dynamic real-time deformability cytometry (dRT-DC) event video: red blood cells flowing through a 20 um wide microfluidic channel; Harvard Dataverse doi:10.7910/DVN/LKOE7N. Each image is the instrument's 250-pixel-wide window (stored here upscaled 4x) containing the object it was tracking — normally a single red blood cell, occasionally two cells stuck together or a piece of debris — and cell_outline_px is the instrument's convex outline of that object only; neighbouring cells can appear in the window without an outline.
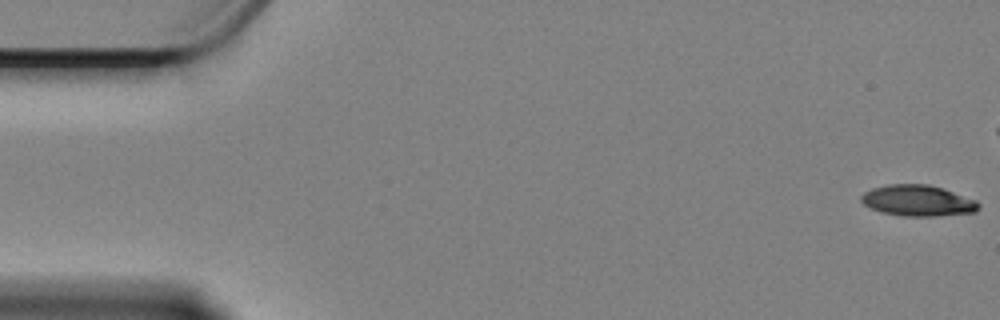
{"species": "Egyptian fruit bat (a non-hibernating species)", "species_latin": "Rousettus aegyptiacus", "temperature_condition": "cold", "stored_images_in_passage": 11, "camera_frame_rate_fps": 3000, "um_per_image_px": 0.085, "animal": {"sex": "female"}, "frame": {"image": 1, "passage_image": 1, "time_ms": 0.0, "image_size_px": [1000, 320], "cell_outline_px": [[980, 204], [976, 212], [936, 216], [904, 216], [880, 212], [864, 204], [860, 200], [860, 196], [864, 192], [872, 188], [892, 184], [928, 184], [976, 200]], "centroid_in_image_um": [77.99, 17.06], "position_along_channel_um": 7.0, "area_um2": 21.04}}